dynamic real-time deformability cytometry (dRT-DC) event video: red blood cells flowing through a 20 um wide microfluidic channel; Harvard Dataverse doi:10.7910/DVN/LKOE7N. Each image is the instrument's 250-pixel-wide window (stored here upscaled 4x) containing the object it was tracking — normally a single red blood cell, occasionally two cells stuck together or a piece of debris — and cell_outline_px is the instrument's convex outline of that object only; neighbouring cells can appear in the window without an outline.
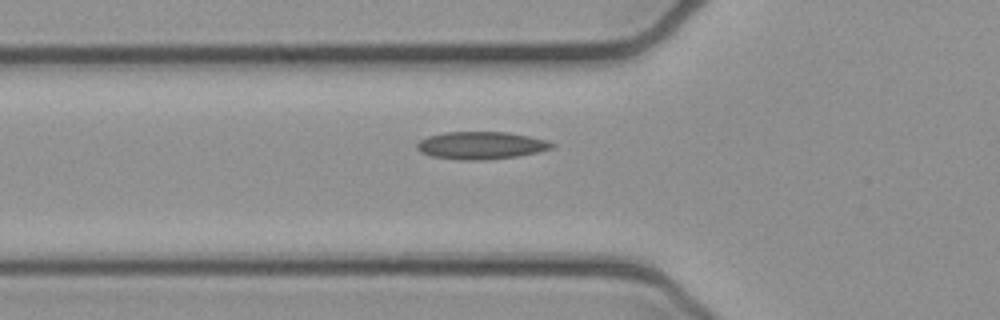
{"species": "common noctule bat (a hibernating species)", "species_latin": "Nyctalus noctula", "temperature_condition": "cold", "stored_images_in_passage": 5, "camera_frame_rate_fps": 3000, "um_per_image_px": 0.085, "animal": {"sex": "female", "body_mass_g": 21.9}, "frame": {"image": 1, "passage_image": 5, "time_ms": 1.333, "image_size_px": [1000, 320], "cell_outline_px": [[556, 144], [552, 148], [536, 152], [516, 156], [488, 160], [460, 160], [432, 156], [420, 152], [416, 148], [416, 144], [420, 140], [428, 136], [444, 132], [508, 132], [548, 140]], "centroid_in_image_um": [40.87, 12.36], "position_along_channel_um": 84.9, "area_um2": 21.68}}